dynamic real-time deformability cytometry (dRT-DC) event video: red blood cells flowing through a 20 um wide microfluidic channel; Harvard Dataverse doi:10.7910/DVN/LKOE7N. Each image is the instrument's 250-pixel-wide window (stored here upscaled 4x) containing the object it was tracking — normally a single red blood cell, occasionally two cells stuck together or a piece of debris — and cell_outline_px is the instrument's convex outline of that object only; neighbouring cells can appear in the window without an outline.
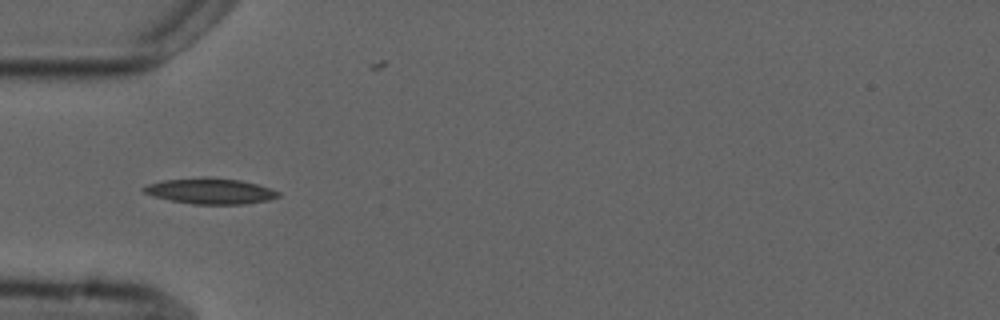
{"species": "common noctule bat (a hibernating species)", "species_latin": "Nyctalus noctula", "temperature_condition": "cold", "stored_images_in_passage": 7, "camera_frame_rate_fps": 3000, "um_per_image_px": 0.085, "animal": {"sex": "male", "forearm_length_mm": 52.5}, "frame": {"image": 1, "passage_image": 4, "time_ms": 3.333, "image_size_px": [1000, 320], "cell_outline_px": [[280, 196], [268, 200], [244, 204], [192, 204], [172, 200], [156, 196], [144, 192], [140, 188], [148, 184], [164, 180], [200, 176], [208, 176], [240, 180], [256, 184], [280, 192]], "centroid_in_image_um": [17.87, 16.22], "position_along_channel_um": 67.1, "area_um2": 20.17}}
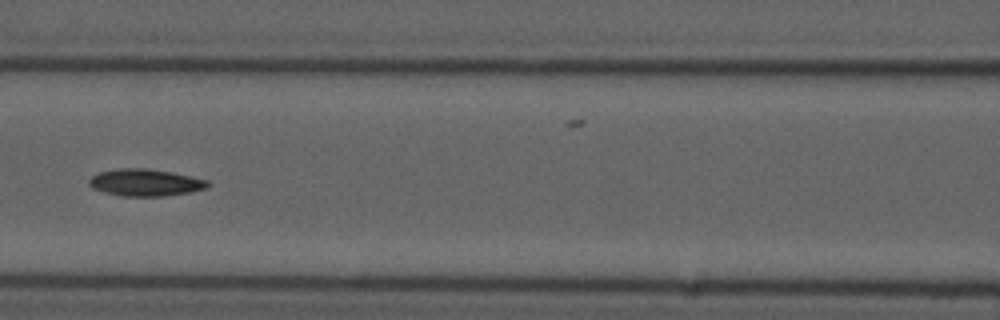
{"frame": {"image": 2, "passage_image": 6, "time_ms": 5.667, "image_size_px": [1000, 320], "cell_outline_px": [[208, 184], [204, 188], [188, 192], [164, 196], [124, 196], [104, 192], [92, 188], [88, 184], [88, 180], [92, 176], [100, 172], [120, 168], [144, 168], [172, 172], [208, 180]], "centroid_in_image_um": [12.3, 15.51], "position_along_channel_um": 154.3, "area_um2": 18.44}}
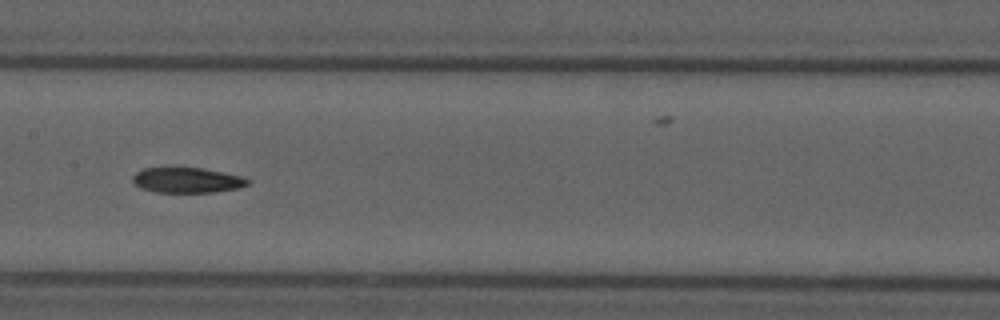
{"frame": {"image": 3, "passage_image": 7, "time_ms": 6.667, "image_size_px": [1000, 320], "cell_outline_px": [[252, 180], [248, 184], [236, 188], [212, 192], [152, 192], [140, 188], [132, 180], [132, 176], [136, 172], [144, 168], [204, 168], [240, 176]], "centroid_in_image_um": [15.87, 15.31], "position_along_channel_um": 191.5, "area_um2": 16.82}}